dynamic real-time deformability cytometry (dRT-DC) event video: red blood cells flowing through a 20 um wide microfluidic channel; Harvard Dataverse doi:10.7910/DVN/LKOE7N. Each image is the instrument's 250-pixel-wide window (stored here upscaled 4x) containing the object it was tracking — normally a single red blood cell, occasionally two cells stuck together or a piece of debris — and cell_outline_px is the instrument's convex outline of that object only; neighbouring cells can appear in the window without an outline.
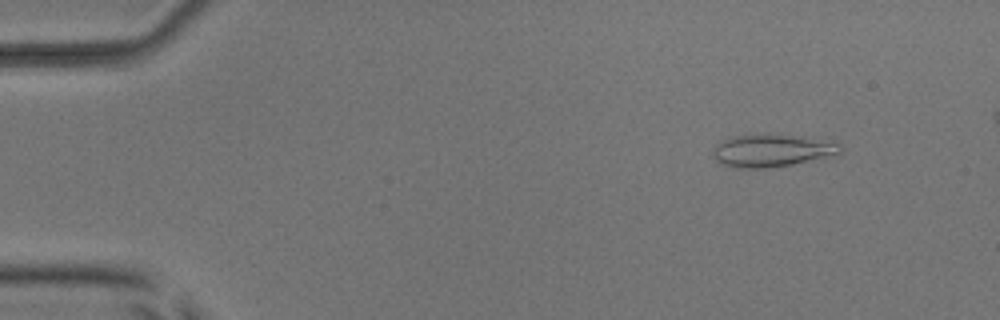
{"species": "common noctule bat (a hibernating species)", "species_latin": "Nyctalus noctula", "temperature_condition": "room temperature", "stored_images_in_passage": 50, "camera_frame_rate_fps": 3000, "um_per_image_px": 0.085, "animal": {"sex": "male", "body_mass_g": 17.9, "forearm_length_mm": 54.2}, "frame": {"image": 1, "passage_image": 4, "time_ms": 1.0, "image_size_px": [1000, 320], "cell_outline_px": [[840, 152], [836, 156], [792, 164], [768, 168], [736, 168], [720, 164], [712, 156], [712, 152], [716, 144], [720, 140], [732, 136], [800, 136], [840, 144]], "centroid_in_image_um": [65.56, 12.84], "position_along_channel_um": 19.4, "area_um2": 23.76}}
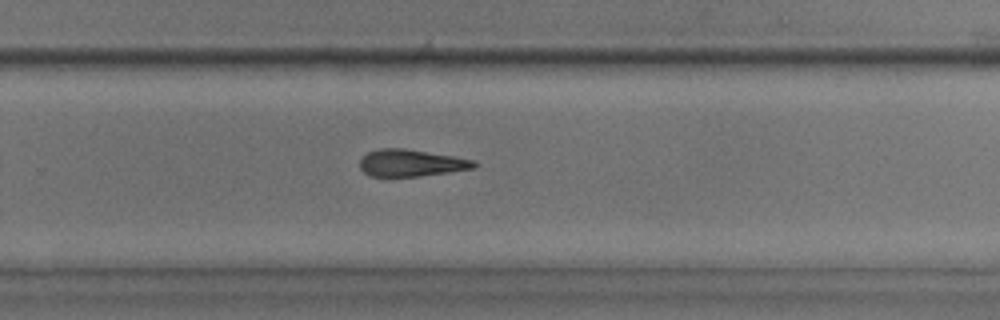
{"frame": {"image": 2, "passage_image": 33, "time_ms": 10.667, "image_size_px": [1000, 320], "cell_outline_px": [[480, 164], [476, 168], [420, 176], [368, 176], [360, 168], [360, 160], [368, 152], [380, 148], [404, 148], [476, 160]], "centroid_in_image_um": [34.98, 13.85], "position_along_channel_um": 294.8, "area_um2": 17.98}}
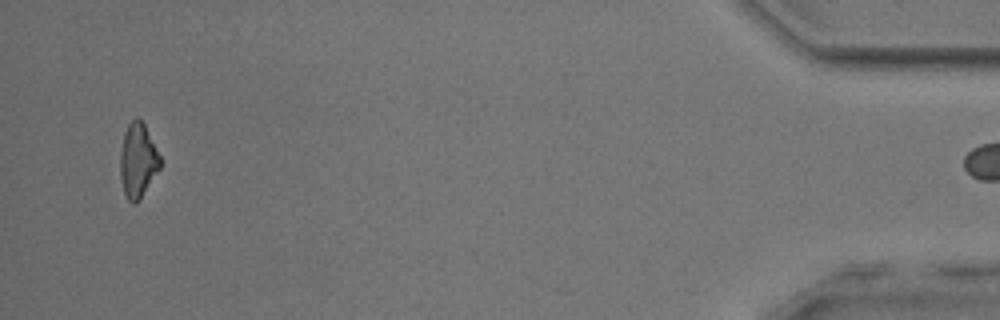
{"frame": {"image": 3, "passage_image": 49, "time_ms": 16.0, "image_size_px": [1000, 320], "cell_outline_px": [[160, 168], [140, 200], [136, 204], [132, 204], [128, 200], [124, 192], [120, 176], [120, 152], [124, 132], [128, 124], [136, 116], [144, 124], [160, 156]], "centroid_in_image_um": [11.7, 13.67], "position_along_channel_um": 423.5, "area_um2": 17.28}}